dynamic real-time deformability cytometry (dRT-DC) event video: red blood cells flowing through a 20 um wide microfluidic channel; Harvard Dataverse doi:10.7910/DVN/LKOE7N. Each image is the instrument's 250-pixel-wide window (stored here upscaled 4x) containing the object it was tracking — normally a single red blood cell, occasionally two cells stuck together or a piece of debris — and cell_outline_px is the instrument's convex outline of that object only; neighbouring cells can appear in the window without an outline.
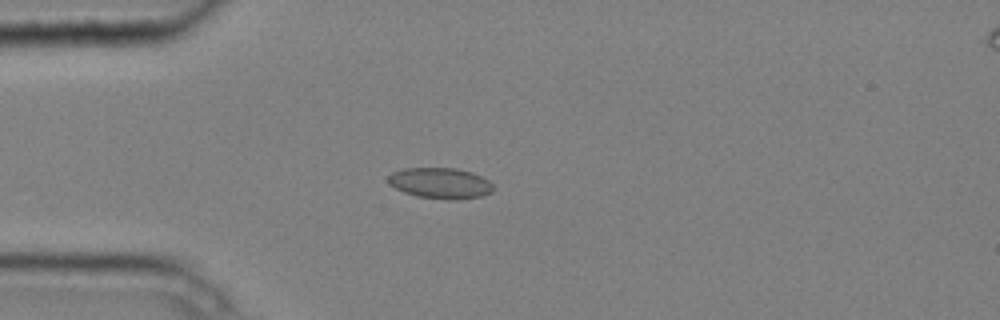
{"species": "common noctule bat (a hibernating species)", "species_latin": "Nyctalus noctula", "temperature_condition": "cold", "stored_images_in_passage": 6, "segment_of_instrument_passage": [1, 2], "camera_frame_rate_fps": 3000, "um_per_image_px": 0.085, "animal": {"sex": "male", "body_mass_g": 20.4}, "frame": {"image": 1, "passage_image": 5, "time_ms": 1.333, "image_size_px": [1000, 320], "cell_outline_px": [[496, 188], [492, 192], [480, 196], [460, 200], [448, 200], [416, 196], [404, 192], [388, 184], [388, 176], [392, 172], [404, 168], [456, 168], [472, 172], [488, 180]], "centroid_in_image_um": [37.44, 15.57], "position_along_channel_um": 47.6, "area_um2": 19.07}}